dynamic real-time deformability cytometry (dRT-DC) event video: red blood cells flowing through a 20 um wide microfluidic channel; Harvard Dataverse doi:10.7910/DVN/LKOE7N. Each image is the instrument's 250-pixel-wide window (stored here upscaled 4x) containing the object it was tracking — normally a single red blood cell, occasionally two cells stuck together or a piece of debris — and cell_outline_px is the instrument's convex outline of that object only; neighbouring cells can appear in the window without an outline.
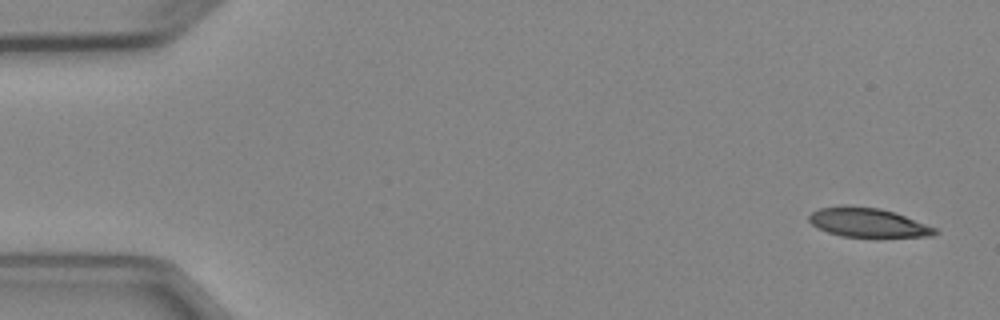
{"species": "Egyptian fruit bat (a non-hibernating species)", "species_latin": "Rousettus aegyptiacus", "temperature_condition": "cold", "stored_images_in_passage": 6, "camera_frame_rate_fps": 3000, "um_per_image_px": 0.085, "animal": {"sex": "female"}, "frame": {"image": 1, "passage_image": 1, "time_ms": 0.0, "image_size_px": [1000, 320], "cell_outline_px": [[940, 232], [932, 236], [840, 236], [828, 232], [812, 224], [808, 220], [808, 216], [812, 212], [820, 208], [844, 204], [880, 208], [904, 216], [936, 228]], "centroid_in_image_um": [73.73, 18.89], "position_along_channel_um": 11.3, "area_um2": 21.1}}
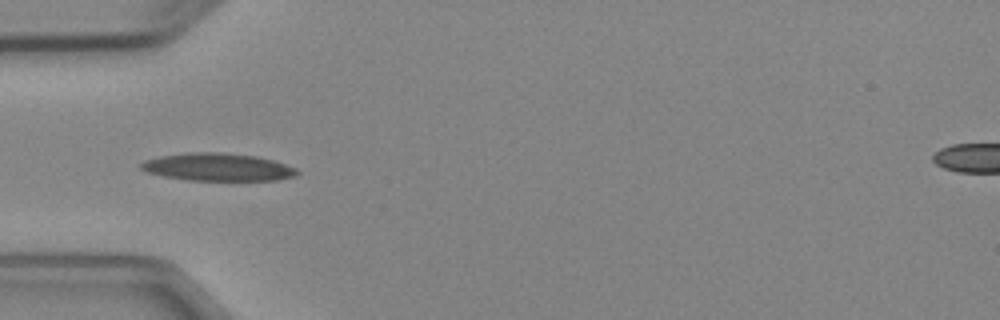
{"frame": {"image": 2, "passage_image": 5, "time_ms": 4.667, "image_size_px": [1000, 320], "cell_outline_px": [[300, 172], [296, 176], [276, 180], [188, 180], [164, 176], [148, 172], [140, 168], [140, 164], [144, 160], [160, 156], [188, 152], [216, 152], [256, 156], [272, 160], [296, 168]], "centroid_in_image_um": [18.5, 14.2], "position_along_channel_um": 66.5, "area_um2": 25.03}}
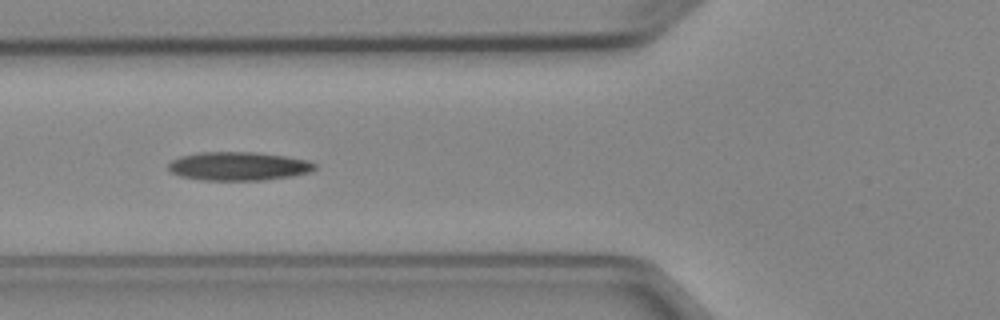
{"frame": {"image": 3, "passage_image": 6, "time_ms": 5.667, "image_size_px": [1000, 320], "cell_outline_px": [[316, 168], [312, 172], [292, 176], [264, 180], [204, 180], [180, 176], [172, 172], [168, 168], [168, 164], [172, 160], [180, 156], [200, 152], [256, 152], [284, 156], [308, 160], [316, 164]], "centroid_in_image_um": [20.29, 14.12], "position_along_channel_um": 105.5, "area_um2": 24.45}}